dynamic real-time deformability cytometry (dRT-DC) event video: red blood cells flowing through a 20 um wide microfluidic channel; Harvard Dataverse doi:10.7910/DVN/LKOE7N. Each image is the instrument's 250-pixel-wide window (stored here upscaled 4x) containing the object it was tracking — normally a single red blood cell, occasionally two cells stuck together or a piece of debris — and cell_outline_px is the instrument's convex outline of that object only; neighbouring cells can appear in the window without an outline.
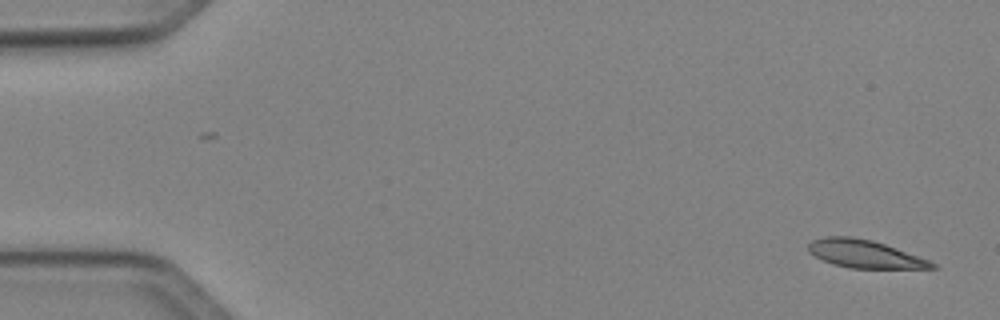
{"species": "Egyptian fruit bat (a non-hibernating species)", "species_latin": "Rousettus aegyptiacus", "temperature_condition": "cold", "stored_images_in_passage": 49, "camera_frame_rate_fps": 3000, "um_per_image_px": 0.085, "animal": {"sex": "female"}, "frame": {"image": 1, "passage_image": 1, "time_ms": 0.0, "image_size_px": [1000, 320], "cell_outline_px": [[940, 268], [848, 268], [832, 264], [808, 252], [808, 244], [812, 240], [828, 236], [852, 236], [872, 240], [896, 248], [928, 260], [936, 264]], "centroid_in_image_um": [73.47, 21.58], "position_along_channel_um": 11.5, "area_um2": 19.94}}
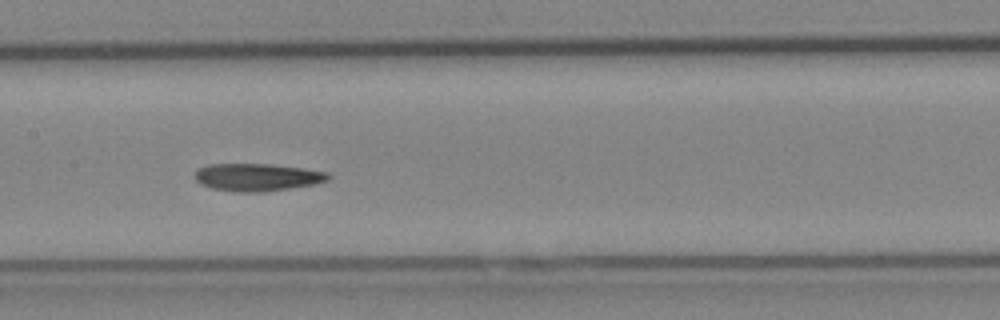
{"frame": {"image": 2, "passage_image": 24, "time_ms": 7.667, "image_size_px": [1000, 320], "cell_outline_px": [[332, 176], [328, 180], [312, 184], [264, 192], [232, 192], [212, 188], [200, 184], [196, 180], [196, 172], [200, 168], [212, 164], [268, 164], [304, 168], [328, 172]], "centroid_in_image_um": [21.88, 15.07], "position_along_channel_um": 185.5, "area_um2": 21.27}}
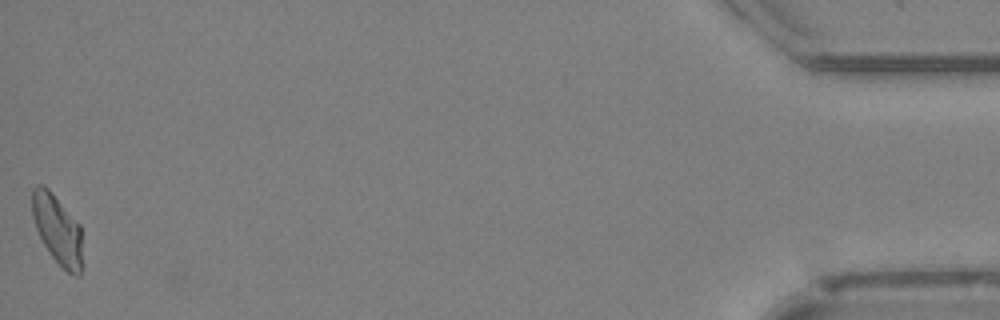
{"frame": {"image": 3, "passage_image": 49, "time_ms": 16.0, "image_size_px": [1000, 320], "cell_outline_px": [[84, 268], [80, 276], [76, 276], [68, 272], [52, 256], [44, 244], [36, 228], [32, 216], [32, 188], [36, 184], [44, 184], [52, 192], [80, 224]], "centroid_in_image_um": [4.92, 19.51], "position_along_channel_um": 430.3, "area_um2": 20.63}, "authors_computed_cell_mechanics": {"area_um2": 20.6346, "velocity_mm_per_s": 4.0656, "shape_relaxation_time_tau1_ms": null, "shape_relaxation_time_tau2_ms": 6.0899, "deformation_change_tau1": null, "deformation_change_tau2": 0.1436}}